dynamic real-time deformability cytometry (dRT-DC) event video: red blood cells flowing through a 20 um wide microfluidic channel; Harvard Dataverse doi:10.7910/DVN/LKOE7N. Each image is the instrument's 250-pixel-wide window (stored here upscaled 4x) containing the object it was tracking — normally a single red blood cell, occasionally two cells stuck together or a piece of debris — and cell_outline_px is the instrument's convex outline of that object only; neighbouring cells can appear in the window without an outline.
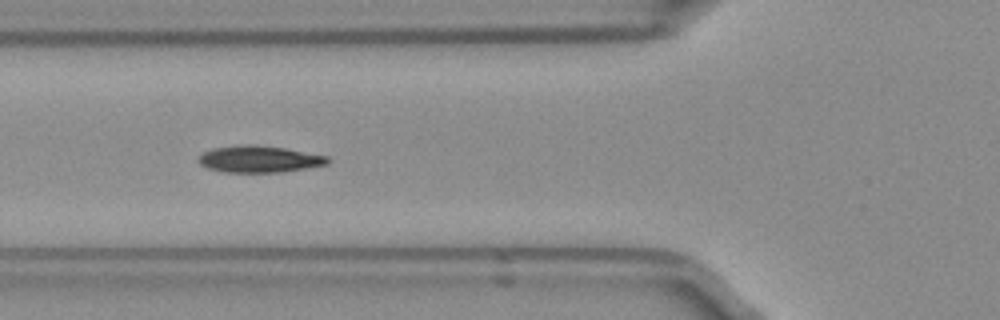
{"species": "Egyptian fruit bat (a non-hibernating species)", "species_latin": "Rousettus aegyptiacus", "temperature_condition": "room temperature", "stored_images_in_passage": 41, "camera_frame_rate_fps": 3000, "um_per_image_px": 0.085, "frame": {"image": 1, "passage_image": 7, "time_ms": 2.0, "image_size_px": [1000, 320], "cell_outline_px": [[328, 164], [280, 172], [224, 172], [208, 168], [200, 164], [200, 156], [204, 152], [212, 148], [240, 144], [256, 144], [284, 148], [328, 156]], "centroid_in_image_um": [22.02, 13.51], "position_along_channel_um": 103.8, "area_um2": 19.94}}
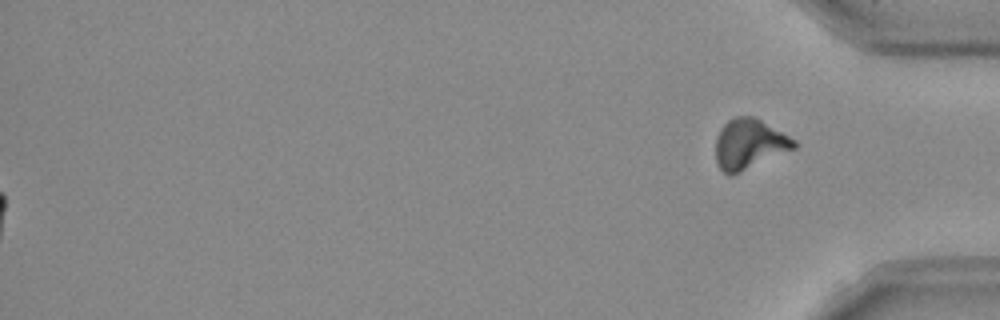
{"frame": {"image": 2, "passage_image": 41, "time_ms": 13.333, "image_size_px": [1000, 320], "cell_outline_px": [[800, 144], [796, 148], [732, 176], [728, 176], [716, 164], [716, 136], [720, 128], [728, 120], [736, 116], [752, 116], [760, 120], [796, 140]], "centroid_in_image_um": [63.68, 12.26], "position_along_channel_um": 371.5, "area_um2": 23.0}, "authors_computed_cell_mechanics": {"area_um2": 19.4786, "velocity_mm_per_s": 3.9498, "shape_relaxation_time_tau1_ms": 5.3793, "shape_relaxation_time_tau2_ms": 4.7609, "deformation_change_tau1": 0.1676, "deformation_change_tau2": 0.0905}}